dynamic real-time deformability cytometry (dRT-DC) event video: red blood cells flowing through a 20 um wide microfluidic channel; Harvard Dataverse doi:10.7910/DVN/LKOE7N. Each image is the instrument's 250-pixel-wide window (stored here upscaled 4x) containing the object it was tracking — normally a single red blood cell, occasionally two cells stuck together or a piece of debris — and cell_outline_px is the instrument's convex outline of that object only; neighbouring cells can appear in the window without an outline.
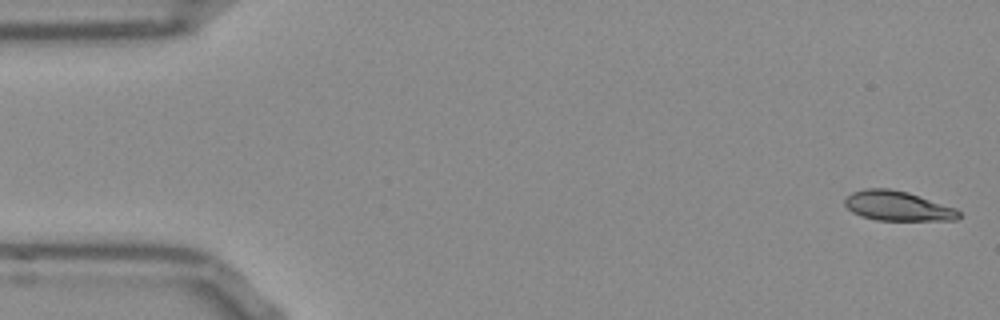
{"species": "Egyptian fruit bat (a non-hibernating species)", "species_latin": "Rousettus aegyptiacus", "temperature_condition": "room temperature", "stored_images_in_passage": 52, "camera_frame_rate_fps": 3000, "um_per_image_px": 0.085, "frame": {"image": 1, "passage_image": 1, "time_ms": 0.0, "image_size_px": [1000, 320], "cell_outline_px": [[960, 216], [956, 220], [876, 220], [860, 216], [852, 212], [844, 204], [844, 200], [852, 192], [864, 188], [888, 188], [908, 192], [956, 208], [960, 212]], "centroid_in_image_um": [76.28, 17.5], "position_along_channel_um": 8.7, "area_um2": 19.77}}
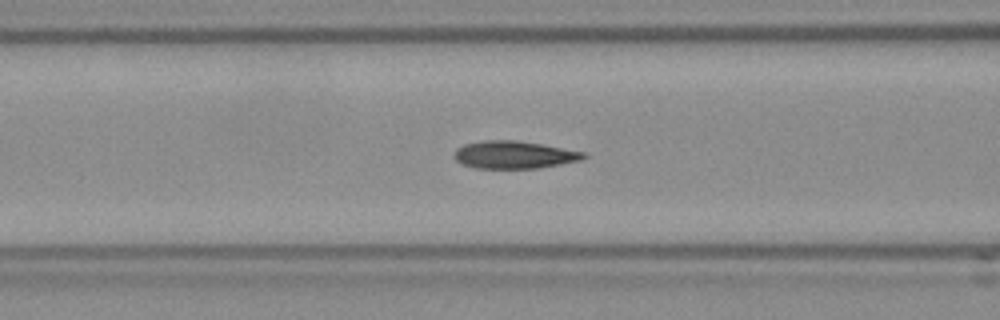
{"frame": {"image": 2, "passage_image": 20, "time_ms": 6.333, "image_size_px": [1000, 320], "cell_outline_px": [[588, 156], [580, 160], [540, 168], [476, 168], [464, 164], [456, 160], [452, 156], [456, 148], [464, 144], [484, 140], [516, 140], [540, 144], [584, 152]], "centroid_in_image_um": [43.66, 13.15], "position_along_channel_um": 122.9, "area_um2": 20.69}}
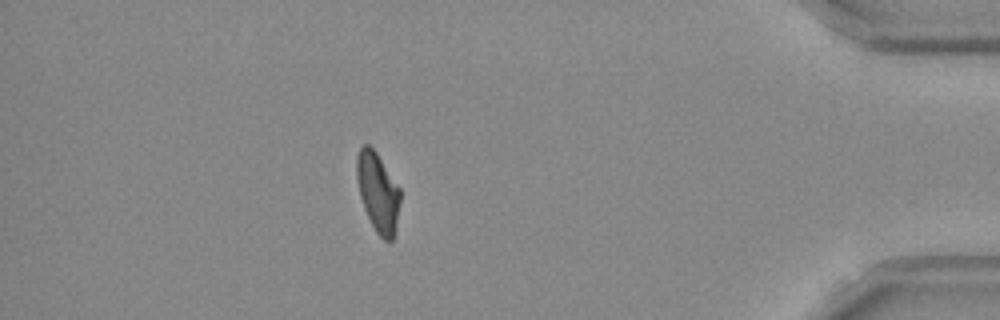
{"frame": {"image": 3, "passage_image": 46, "time_ms": 15.0, "image_size_px": [1000, 320], "cell_outline_px": [[400, 200], [392, 240], [384, 240], [376, 232], [364, 208], [360, 196], [356, 176], [356, 160], [360, 148], [364, 144], [368, 144], [376, 152], [400, 188]], "centroid_in_image_um": [32.1, 16.3], "position_along_channel_um": 403.1, "area_um2": 19.65}, "authors_computed_cell_mechanics": {"area_um2": 20.6346, "velocity_mm_per_s": 3.7947, "shape_relaxation_time_tau1_ms": 10.7068, "shape_relaxation_time_tau2_ms": 1.8259, "deformation_change_tau1": 0.2559, "deformation_change_tau2": 0.08}}